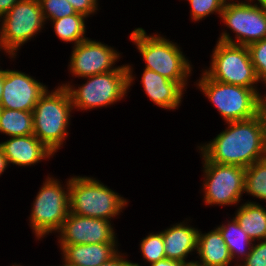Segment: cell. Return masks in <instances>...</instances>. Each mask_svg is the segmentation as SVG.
I'll return each instance as SVG.
<instances>
[{
	"label": "cell",
	"mask_w": 266,
	"mask_h": 266,
	"mask_svg": "<svg viewBox=\"0 0 266 266\" xmlns=\"http://www.w3.org/2000/svg\"><path fill=\"white\" fill-rule=\"evenodd\" d=\"M33 130V112L2 108L0 114V132L16 137L31 135Z\"/></svg>",
	"instance_id": "21"
},
{
	"label": "cell",
	"mask_w": 266,
	"mask_h": 266,
	"mask_svg": "<svg viewBox=\"0 0 266 266\" xmlns=\"http://www.w3.org/2000/svg\"><path fill=\"white\" fill-rule=\"evenodd\" d=\"M3 84H4V70H0V103L3 93Z\"/></svg>",
	"instance_id": "37"
},
{
	"label": "cell",
	"mask_w": 266,
	"mask_h": 266,
	"mask_svg": "<svg viewBox=\"0 0 266 266\" xmlns=\"http://www.w3.org/2000/svg\"><path fill=\"white\" fill-rule=\"evenodd\" d=\"M45 21L61 19L77 12L67 0H39Z\"/></svg>",
	"instance_id": "26"
},
{
	"label": "cell",
	"mask_w": 266,
	"mask_h": 266,
	"mask_svg": "<svg viewBox=\"0 0 266 266\" xmlns=\"http://www.w3.org/2000/svg\"><path fill=\"white\" fill-rule=\"evenodd\" d=\"M140 249L144 260L150 264L166 258L162 232L146 236L140 244Z\"/></svg>",
	"instance_id": "25"
},
{
	"label": "cell",
	"mask_w": 266,
	"mask_h": 266,
	"mask_svg": "<svg viewBox=\"0 0 266 266\" xmlns=\"http://www.w3.org/2000/svg\"><path fill=\"white\" fill-rule=\"evenodd\" d=\"M181 266H206L202 261L198 262V261H190V262H182Z\"/></svg>",
	"instance_id": "36"
},
{
	"label": "cell",
	"mask_w": 266,
	"mask_h": 266,
	"mask_svg": "<svg viewBox=\"0 0 266 266\" xmlns=\"http://www.w3.org/2000/svg\"><path fill=\"white\" fill-rule=\"evenodd\" d=\"M39 0H20L4 16L0 43L9 55L40 31L44 22Z\"/></svg>",
	"instance_id": "9"
},
{
	"label": "cell",
	"mask_w": 266,
	"mask_h": 266,
	"mask_svg": "<svg viewBox=\"0 0 266 266\" xmlns=\"http://www.w3.org/2000/svg\"><path fill=\"white\" fill-rule=\"evenodd\" d=\"M244 191L266 200V157L245 168Z\"/></svg>",
	"instance_id": "24"
},
{
	"label": "cell",
	"mask_w": 266,
	"mask_h": 266,
	"mask_svg": "<svg viewBox=\"0 0 266 266\" xmlns=\"http://www.w3.org/2000/svg\"><path fill=\"white\" fill-rule=\"evenodd\" d=\"M251 62L255 68L258 80L266 84V38L253 42L248 46Z\"/></svg>",
	"instance_id": "27"
},
{
	"label": "cell",
	"mask_w": 266,
	"mask_h": 266,
	"mask_svg": "<svg viewBox=\"0 0 266 266\" xmlns=\"http://www.w3.org/2000/svg\"><path fill=\"white\" fill-rule=\"evenodd\" d=\"M86 17L76 13L62 17L61 19L52 20L56 35L63 41L73 42L75 45L82 42L85 38V22Z\"/></svg>",
	"instance_id": "23"
},
{
	"label": "cell",
	"mask_w": 266,
	"mask_h": 266,
	"mask_svg": "<svg viewBox=\"0 0 266 266\" xmlns=\"http://www.w3.org/2000/svg\"><path fill=\"white\" fill-rule=\"evenodd\" d=\"M110 221L70 213L60 230V245L100 244L115 242Z\"/></svg>",
	"instance_id": "13"
},
{
	"label": "cell",
	"mask_w": 266,
	"mask_h": 266,
	"mask_svg": "<svg viewBox=\"0 0 266 266\" xmlns=\"http://www.w3.org/2000/svg\"><path fill=\"white\" fill-rule=\"evenodd\" d=\"M228 125L212 142L200 148L209 162L247 168L266 157L259 114L247 120L228 122Z\"/></svg>",
	"instance_id": "1"
},
{
	"label": "cell",
	"mask_w": 266,
	"mask_h": 266,
	"mask_svg": "<svg viewBox=\"0 0 266 266\" xmlns=\"http://www.w3.org/2000/svg\"><path fill=\"white\" fill-rule=\"evenodd\" d=\"M74 8V10L88 17L91 13L96 12L97 10V0H67Z\"/></svg>",
	"instance_id": "30"
},
{
	"label": "cell",
	"mask_w": 266,
	"mask_h": 266,
	"mask_svg": "<svg viewBox=\"0 0 266 266\" xmlns=\"http://www.w3.org/2000/svg\"><path fill=\"white\" fill-rule=\"evenodd\" d=\"M259 115L262 121V138H263V149L266 155V96L259 108Z\"/></svg>",
	"instance_id": "32"
},
{
	"label": "cell",
	"mask_w": 266,
	"mask_h": 266,
	"mask_svg": "<svg viewBox=\"0 0 266 266\" xmlns=\"http://www.w3.org/2000/svg\"><path fill=\"white\" fill-rule=\"evenodd\" d=\"M196 251L206 266H228L232 261L228 246L217 228L205 234L198 232Z\"/></svg>",
	"instance_id": "19"
},
{
	"label": "cell",
	"mask_w": 266,
	"mask_h": 266,
	"mask_svg": "<svg viewBox=\"0 0 266 266\" xmlns=\"http://www.w3.org/2000/svg\"><path fill=\"white\" fill-rule=\"evenodd\" d=\"M151 266H181L182 262L178 260L164 258L157 262L151 263ZM134 266H140L138 263H134Z\"/></svg>",
	"instance_id": "33"
},
{
	"label": "cell",
	"mask_w": 266,
	"mask_h": 266,
	"mask_svg": "<svg viewBox=\"0 0 266 266\" xmlns=\"http://www.w3.org/2000/svg\"><path fill=\"white\" fill-rule=\"evenodd\" d=\"M250 2L252 1V0H249ZM258 1V4L259 3H263V4H266V0H257Z\"/></svg>",
	"instance_id": "38"
},
{
	"label": "cell",
	"mask_w": 266,
	"mask_h": 266,
	"mask_svg": "<svg viewBox=\"0 0 266 266\" xmlns=\"http://www.w3.org/2000/svg\"><path fill=\"white\" fill-rule=\"evenodd\" d=\"M20 0H0V19Z\"/></svg>",
	"instance_id": "34"
},
{
	"label": "cell",
	"mask_w": 266,
	"mask_h": 266,
	"mask_svg": "<svg viewBox=\"0 0 266 266\" xmlns=\"http://www.w3.org/2000/svg\"><path fill=\"white\" fill-rule=\"evenodd\" d=\"M0 147L8 164L18 166L33 165L54 154L34 134L11 137L0 143Z\"/></svg>",
	"instance_id": "15"
},
{
	"label": "cell",
	"mask_w": 266,
	"mask_h": 266,
	"mask_svg": "<svg viewBox=\"0 0 266 266\" xmlns=\"http://www.w3.org/2000/svg\"><path fill=\"white\" fill-rule=\"evenodd\" d=\"M197 84L227 123L255 117L264 100L256 89L221 83L204 72Z\"/></svg>",
	"instance_id": "6"
},
{
	"label": "cell",
	"mask_w": 266,
	"mask_h": 266,
	"mask_svg": "<svg viewBox=\"0 0 266 266\" xmlns=\"http://www.w3.org/2000/svg\"><path fill=\"white\" fill-rule=\"evenodd\" d=\"M243 260L244 264L238 266H266V239L257 245L252 244L249 255Z\"/></svg>",
	"instance_id": "29"
},
{
	"label": "cell",
	"mask_w": 266,
	"mask_h": 266,
	"mask_svg": "<svg viewBox=\"0 0 266 266\" xmlns=\"http://www.w3.org/2000/svg\"><path fill=\"white\" fill-rule=\"evenodd\" d=\"M129 65H123L114 71L87 76V83L78 89L68 84L62 85L68 90L73 107L92 109L111 105L127 93L134 77Z\"/></svg>",
	"instance_id": "5"
},
{
	"label": "cell",
	"mask_w": 266,
	"mask_h": 266,
	"mask_svg": "<svg viewBox=\"0 0 266 266\" xmlns=\"http://www.w3.org/2000/svg\"><path fill=\"white\" fill-rule=\"evenodd\" d=\"M185 225L180 223L162 231L166 258L184 262L190 252L197 250L199 231Z\"/></svg>",
	"instance_id": "18"
},
{
	"label": "cell",
	"mask_w": 266,
	"mask_h": 266,
	"mask_svg": "<svg viewBox=\"0 0 266 266\" xmlns=\"http://www.w3.org/2000/svg\"><path fill=\"white\" fill-rule=\"evenodd\" d=\"M209 69L204 73L210 79L225 84L256 89L253 85L259 81L247 46L218 41Z\"/></svg>",
	"instance_id": "7"
},
{
	"label": "cell",
	"mask_w": 266,
	"mask_h": 266,
	"mask_svg": "<svg viewBox=\"0 0 266 266\" xmlns=\"http://www.w3.org/2000/svg\"><path fill=\"white\" fill-rule=\"evenodd\" d=\"M73 49L69 66L72 74L77 77L86 78L119 69V66H112L118 60L119 54L108 45L87 38L74 45Z\"/></svg>",
	"instance_id": "12"
},
{
	"label": "cell",
	"mask_w": 266,
	"mask_h": 266,
	"mask_svg": "<svg viewBox=\"0 0 266 266\" xmlns=\"http://www.w3.org/2000/svg\"><path fill=\"white\" fill-rule=\"evenodd\" d=\"M126 204V199L98 180L79 176L69 179L70 213L109 221Z\"/></svg>",
	"instance_id": "4"
},
{
	"label": "cell",
	"mask_w": 266,
	"mask_h": 266,
	"mask_svg": "<svg viewBox=\"0 0 266 266\" xmlns=\"http://www.w3.org/2000/svg\"><path fill=\"white\" fill-rule=\"evenodd\" d=\"M116 243L61 245L63 266H99L117 253Z\"/></svg>",
	"instance_id": "17"
},
{
	"label": "cell",
	"mask_w": 266,
	"mask_h": 266,
	"mask_svg": "<svg viewBox=\"0 0 266 266\" xmlns=\"http://www.w3.org/2000/svg\"><path fill=\"white\" fill-rule=\"evenodd\" d=\"M130 37L145 60L146 69L178 82L185 89L192 68L176 43L158 35L148 36L143 28L133 30Z\"/></svg>",
	"instance_id": "3"
},
{
	"label": "cell",
	"mask_w": 266,
	"mask_h": 266,
	"mask_svg": "<svg viewBox=\"0 0 266 266\" xmlns=\"http://www.w3.org/2000/svg\"><path fill=\"white\" fill-rule=\"evenodd\" d=\"M191 6V16L193 20L198 21L202 18L208 16L211 13L221 12L224 7V2L222 0H188Z\"/></svg>",
	"instance_id": "28"
},
{
	"label": "cell",
	"mask_w": 266,
	"mask_h": 266,
	"mask_svg": "<svg viewBox=\"0 0 266 266\" xmlns=\"http://www.w3.org/2000/svg\"><path fill=\"white\" fill-rule=\"evenodd\" d=\"M46 85L20 71L4 70L1 98L2 108L33 112L39 98L46 92Z\"/></svg>",
	"instance_id": "14"
},
{
	"label": "cell",
	"mask_w": 266,
	"mask_h": 266,
	"mask_svg": "<svg viewBox=\"0 0 266 266\" xmlns=\"http://www.w3.org/2000/svg\"><path fill=\"white\" fill-rule=\"evenodd\" d=\"M227 3V4H226ZM221 12L225 24L236 33L237 42L223 32L220 42L248 46L266 38V4L226 2Z\"/></svg>",
	"instance_id": "10"
},
{
	"label": "cell",
	"mask_w": 266,
	"mask_h": 266,
	"mask_svg": "<svg viewBox=\"0 0 266 266\" xmlns=\"http://www.w3.org/2000/svg\"><path fill=\"white\" fill-rule=\"evenodd\" d=\"M67 191L61 184L48 177L33 203L30 217L31 227L39 239L52 231H59L70 212L69 180Z\"/></svg>",
	"instance_id": "8"
},
{
	"label": "cell",
	"mask_w": 266,
	"mask_h": 266,
	"mask_svg": "<svg viewBox=\"0 0 266 266\" xmlns=\"http://www.w3.org/2000/svg\"><path fill=\"white\" fill-rule=\"evenodd\" d=\"M217 229L228 246L232 260L237 256L236 254H238V257L241 254L242 260L243 256L245 259L249 255L253 241L239 226L235 217L232 219V222H228L227 226L222 224ZM245 246H249L248 251L244 249Z\"/></svg>",
	"instance_id": "22"
},
{
	"label": "cell",
	"mask_w": 266,
	"mask_h": 266,
	"mask_svg": "<svg viewBox=\"0 0 266 266\" xmlns=\"http://www.w3.org/2000/svg\"><path fill=\"white\" fill-rule=\"evenodd\" d=\"M7 166H8L7 159H6L5 155L3 154V151L0 147V175L2 174V172H4V170H6L5 168Z\"/></svg>",
	"instance_id": "35"
},
{
	"label": "cell",
	"mask_w": 266,
	"mask_h": 266,
	"mask_svg": "<svg viewBox=\"0 0 266 266\" xmlns=\"http://www.w3.org/2000/svg\"><path fill=\"white\" fill-rule=\"evenodd\" d=\"M99 266H134V263L125 260L121 255L117 252L113 257L109 260L103 262Z\"/></svg>",
	"instance_id": "31"
},
{
	"label": "cell",
	"mask_w": 266,
	"mask_h": 266,
	"mask_svg": "<svg viewBox=\"0 0 266 266\" xmlns=\"http://www.w3.org/2000/svg\"><path fill=\"white\" fill-rule=\"evenodd\" d=\"M49 93L46 90L33 109V134L55 153L68 135L66 128L73 105L66 87L60 86Z\"/></svg>",
	"instance_id": "2"
},
{
	"label": "cell",
	"mask_w": 266,
	"mask_h": 266,
	"mask_svg": "<svg viewBox=\"0 0 266 266\" xmlns=\"http://www.w3.org/2000/svg\"><path fill=\"white\" fill-rule=\"evenodd\" d=\"M204 200L209 205L236 204L245 190V168L209 162L204 156Z\"/></svg>",
	"instance_id": "11"
},
{
	"label": "cell",
	"mask_w": 266,
	"mask_h": 266,
	"mask_svg": "<svg viewBox=\"0 0 266 266\" xmlns=\"http://www.w3.org/2000/svg\"><path fill=\"white\" fill-rule=\"evenodd\" d=\"M148 97L165 109H176L181 103L183 87L155 71L144 69L141 80Z\"/></svg>",
	"instance_id": "16"
},
{
	"label": "cell",
	"mask_w": 266,
	"mask_h": 266,
	"mask_svg": "<svg viewBox=\"0 0 266 266\" xmlns=\"http://www.w3.org/2000/svg\"><path fill=\"white\" fill-rule=\"evenodd\" d=\"M235 219L254 242L266 239V210L259 204L248 202L240 206Z\"/></svg>",
	"instance_id": "20"
}]
</instances>
